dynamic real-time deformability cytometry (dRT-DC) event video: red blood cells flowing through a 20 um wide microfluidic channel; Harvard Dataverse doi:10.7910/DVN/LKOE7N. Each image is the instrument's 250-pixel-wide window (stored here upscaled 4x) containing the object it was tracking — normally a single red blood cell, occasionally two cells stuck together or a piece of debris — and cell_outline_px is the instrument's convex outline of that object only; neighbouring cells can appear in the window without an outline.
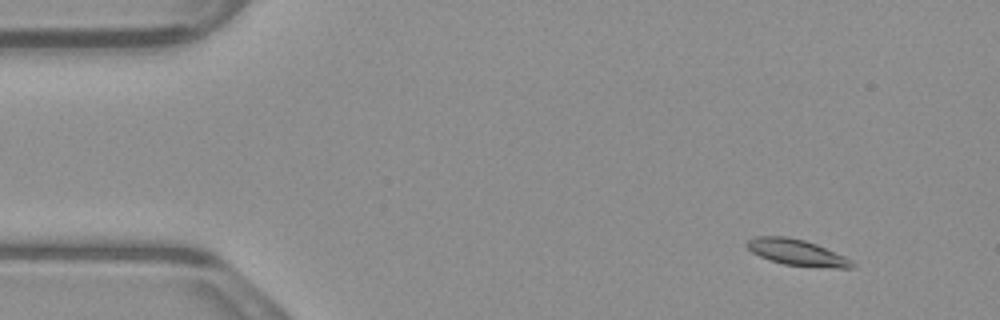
{"species": "common noctule bat (a hibernating species)", "species_latin": "Nyctalus noctula", "temperature_condition": "warm", "stored_images_in_passage": 50, "camera_frame_rate_fps": 3000, "um_per_image_px": 0.085, "animal": {"sex": "male", "body_mass_g": 23.1, "forearm_length_mm": 52.7}, "frame": {"image": 1, "passage_image": 2, "time_ms": 0.333, "image_size_px": [1000, 320], "cell_outline_px": [[856, 264], [852, 268], [836, 268], [784, 264], [768, 260], [752, 252], [744, 244], [748, 240], [756, 236], [788, 236], [804, 240], [816, 244], [844, 256], [852, 260]], "centroid_in_image_um": [67.72, 21.45], "position_along_channel_um": 17.3, "area_um2": 15.95}}
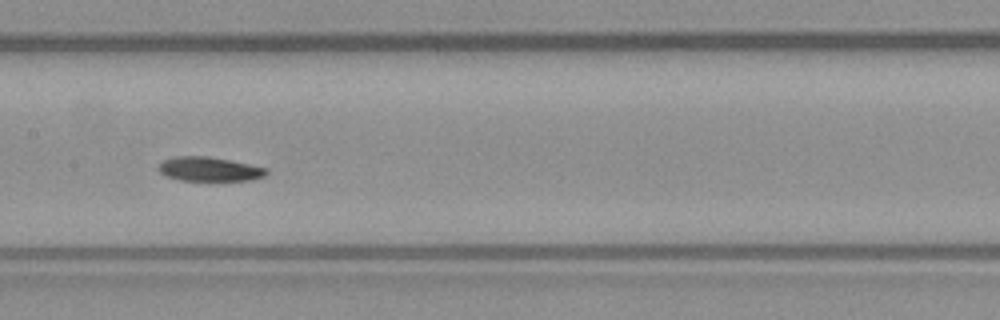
{"frame": {"image": 2, "passage_image": 23, "time_ms": 7.333, "image_size_px": [1000, 320], "cell_outline_px": [[268, 172], [264, 176], [252, 180], [180, 180], [168, 176], [160, 172], [156, 168], [164, 160], [172, 156], [208, 156], [268, 168]], "centroid_in_image_um": [17.78, 14.37], "position_along_channel_um": 189.6, "area_um2": 15.09}}
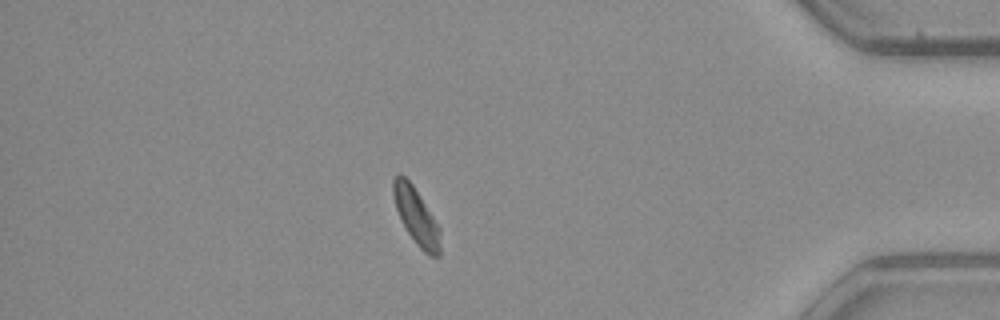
{"frame": {"image": 3, "passage_image": 43, "time_ms": 14.0, "image_size_px": [1000, 320], "cell_outline_px": [[440, 256], [428, 256], [416, 244], [408, 232], [396, 208], [392, 192], [392, 180], [400, 172], [412, 184], [440, 228]], "centroid_in_image_um": [35.38, 18.39], "position_along_channel_um": 399.8, "area_um2": 15.2}, "authors_computed_cell_mechanics": {"area_um2": 15.8083, "velocity_mm_per_s": 3.8439, "shape_relaxation_time_tau1_ms": 5.8026, "shape_relaxation_time_tau2_ms": null, "deformation_change_tau1": 0.1303, "deformation_change_tau2": null}}